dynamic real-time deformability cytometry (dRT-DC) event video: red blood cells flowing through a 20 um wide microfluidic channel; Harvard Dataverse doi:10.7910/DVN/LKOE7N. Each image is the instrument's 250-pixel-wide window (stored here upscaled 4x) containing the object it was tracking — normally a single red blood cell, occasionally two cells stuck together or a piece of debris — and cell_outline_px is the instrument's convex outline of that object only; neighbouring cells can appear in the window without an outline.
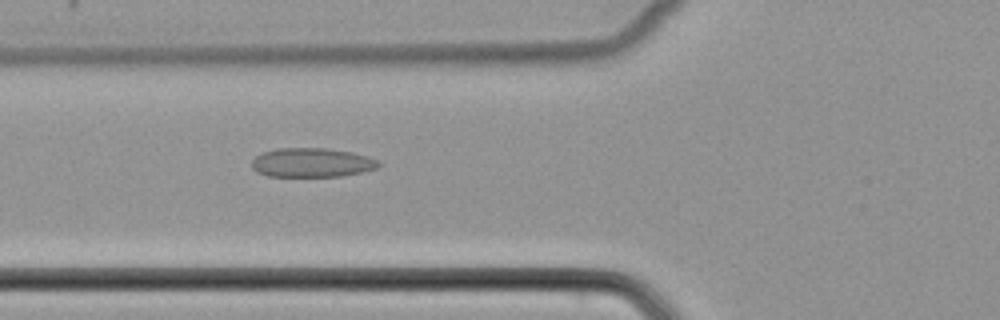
{"species": "common noctule bat (a hibernating species)", "species_latin": "Nyctalus noctula", "temperature_condition": "cold", "stored_images_in_passage": 38, "camera_frame_rate_fps": 3000, "um_per_image_px": 0.085, "animal": {"sex": "female", "body_mass_g": 22.7, "forearm_length_mm": 54.2}, "frame": {"image": 1, "passage_image": 7, "time_ms": 2.0, "image_size_px": [1000, 320], "cell_outline_px": [[380, 164], [376, 168], [360, 172], [340, 176], [268, 176], [256, 172], [252, 168], [252, 160], [256, 156], [264, 152], [276, 148], [324, 148], [352, 152], [368, 156], [376, 160]], "centroid_in_image_um": [26.47, 13.82], "position_along_channel_um": 99.3, "area_um2": 21.39}}
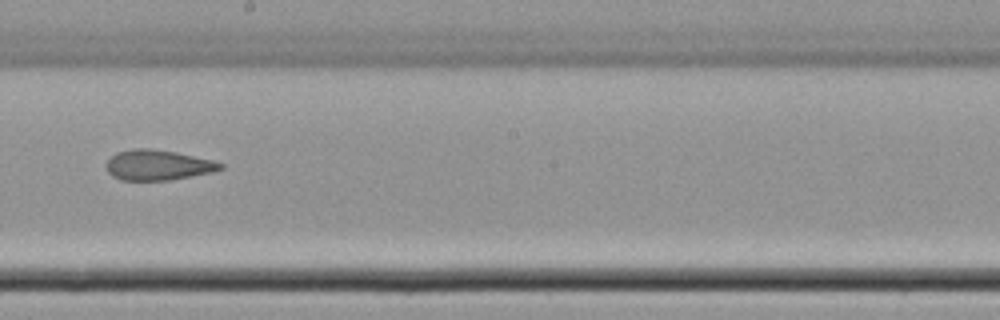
{"frame": {"image": 2, "passage_image": 17, "time_ms": 5.333, "image_size_px": [1000, 320], "cell_outline_px": [[224, 168], [212, 172], [168, 180], [120, 180], [112, 176], [108, 172], [104, 164], [116, 152], [132, 148], [152, 148], [176, 152], [212, 160], [224, 164]], "centroid_in_image_um": [13.38, 14.02], "position_along_channel_um": 234.8, "area_um2": 20.23}}
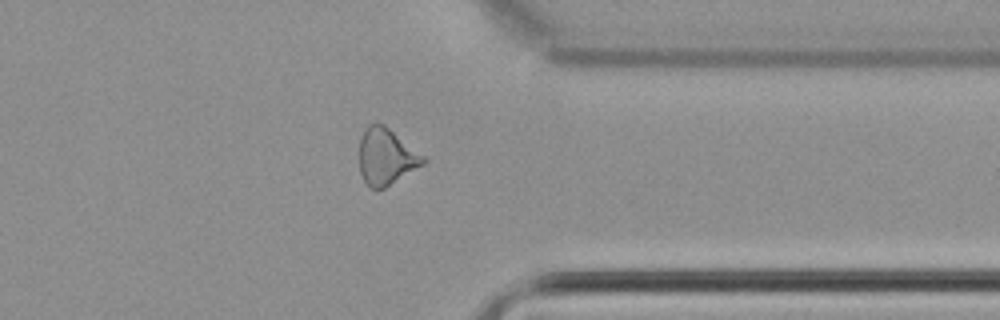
{"frame": {"image": 3, "passage_image": 28, "time_ms": 9.0, "image_size_px": [1000, 320], "cell_outline_px": [[428, 160], [424, 164], [384, 188], [372, 188], [364, 180], [360, 172], [360, 136], [364, 128], [368, 124], [384, 124], [424, 156]], "centroid_in_image_um": [32.82, 13.29], "position_along_channel_um": 378.6, "area_um2": 20.75}}